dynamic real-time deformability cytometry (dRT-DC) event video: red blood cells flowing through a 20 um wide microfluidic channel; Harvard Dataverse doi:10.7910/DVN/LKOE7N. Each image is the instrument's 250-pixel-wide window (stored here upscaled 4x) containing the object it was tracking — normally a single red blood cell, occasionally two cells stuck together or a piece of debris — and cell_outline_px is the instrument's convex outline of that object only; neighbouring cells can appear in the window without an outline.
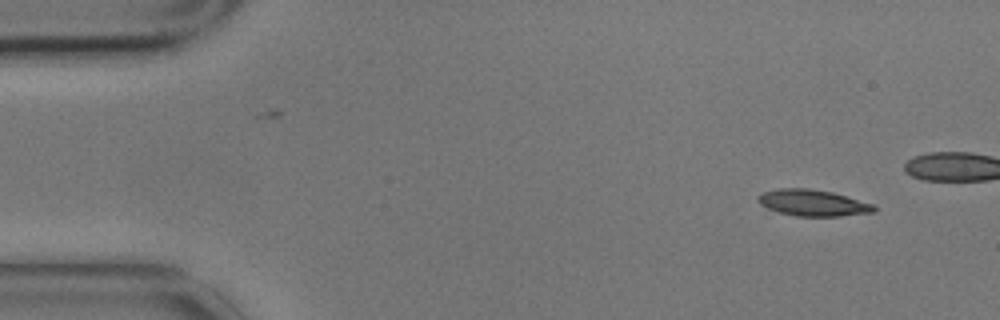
{"species": "common noctule bat (a hibernating species)", "species_latin": "Nyctalus noctula", "temperature_condition": "cold", "stored_images_in_passage": 4, "camera_frame_rate_fps": 3000, "um_per_image_px": 0.085, "animal": {"sex": "male", "body_mass_g": 17.9}, "frame": {"image": 1, "passage_image": 1, "time_ms": 0.0, "image_size_px": [1000, 320], "cell_outline_px": [[876, 212], [840, 216], [796, 216], [780, 212], [768, 208], [760, 204], [756, 200], [756, 196], [764, 192], [776, 188], [808, 188], [832, 192], [872, 204], [876, 208]], "centroid_in_image_um": [69.06, 17.24], "position_along_channel_um": 15.9, "area_um2": 17.74}}